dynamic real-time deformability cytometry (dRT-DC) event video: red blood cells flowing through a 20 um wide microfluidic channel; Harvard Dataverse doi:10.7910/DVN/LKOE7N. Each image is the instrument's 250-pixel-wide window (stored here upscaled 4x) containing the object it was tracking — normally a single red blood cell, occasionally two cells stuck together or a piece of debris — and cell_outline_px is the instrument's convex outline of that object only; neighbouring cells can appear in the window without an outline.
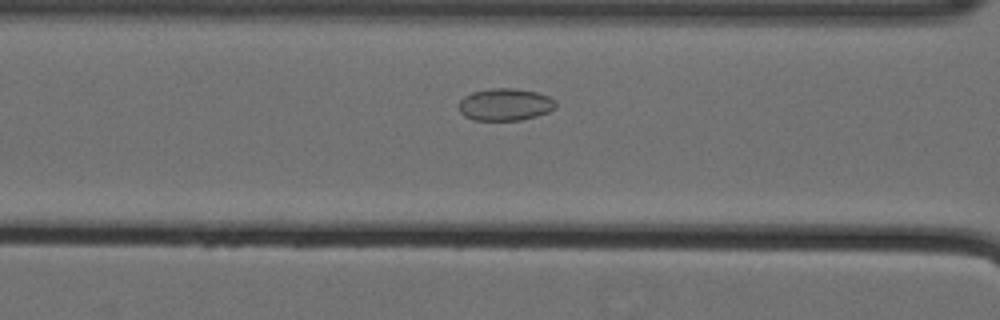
{"species": "Egyptian fruit bat (a non-hibernating species)", "species_latin": "Rousettus aegyptiacus", "temperature_condition": "cold", "stored_images_in_passage": 48, "camera_frame_rate_fps": 3000, "um_per_image_px": 0.085, "animal": {"sex": "female"}, "frame": {"image": 1, "passage_image": 16, "time_ms": 5.0, "image_size_px": [1000, 320], "cell_outline_px": [[556, 108], [548, 112], [536, 116], [520, 120], [472, 120], [464, 116], [460, 112], [460, 100], [464, 96], [472, 92], [492, 88], [516, 88], [536, 92], [548, 96], [556, 100]], "centroid_in_image_um": [42.95, 8.88], "position_along_channel_um": 123.7, "area_um2": 18.26}}
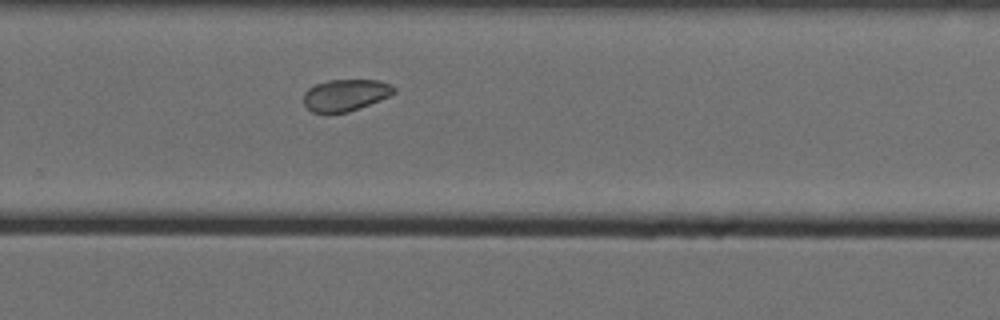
{"frame": {"image": 2, "passage_image": 31, "time_ms": 10.0, "image_size_px": [1000, 320], "cell_outline_px": [[396, 92], [380, 100], [360, 108], [348, 112], [312, 112], [304, 104], [304, 92], [308, 88], [316, 84], [328, 80], [380, 80], [392, 84], [396, 88]], "centroid_in_image_um": [29.39, 8.07], "position_along_channel_um": 300.4, "area_um2": 16.7}}
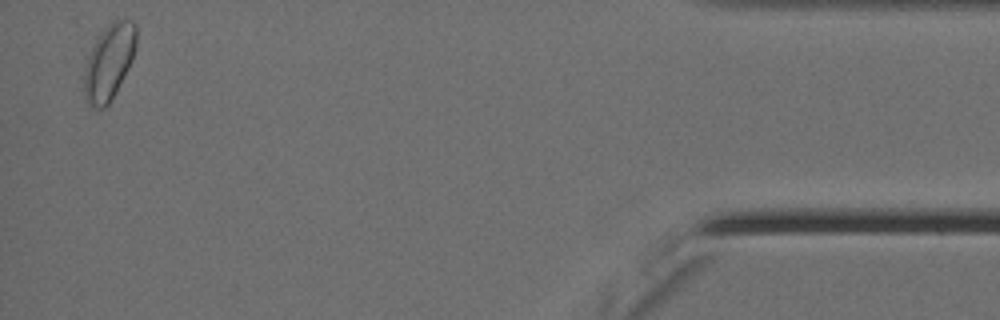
{"frame": {"image": 3, "passage_image": 47, "time_ms": 15.333, "image_size_px": [1000, 320], "cell_outline_px": [[136, 48], [132, 60], [128, 68], [108, 104], [104, 108], [92, 108], [88, 104], [84, 96], [84, 72], [92, 48], [96, 40], [116, 20], [128, 20], [136, 24]], "centroid_in_image_um": [9.28, 5.32], "position_along_channel_um": 425.9, "area_um2": 22.14}, "authors_computed_cell_mechanics": {"area_um2": 18.4093, "velocity_mm_per_s": 3.5519, "shape_relaxation_time_tau1_ms": null, "shape_relaxation_time_tau2_ms": 5.2552, "deformation_change_tau1": null, "deformation_change_tau2": 0.0597}}